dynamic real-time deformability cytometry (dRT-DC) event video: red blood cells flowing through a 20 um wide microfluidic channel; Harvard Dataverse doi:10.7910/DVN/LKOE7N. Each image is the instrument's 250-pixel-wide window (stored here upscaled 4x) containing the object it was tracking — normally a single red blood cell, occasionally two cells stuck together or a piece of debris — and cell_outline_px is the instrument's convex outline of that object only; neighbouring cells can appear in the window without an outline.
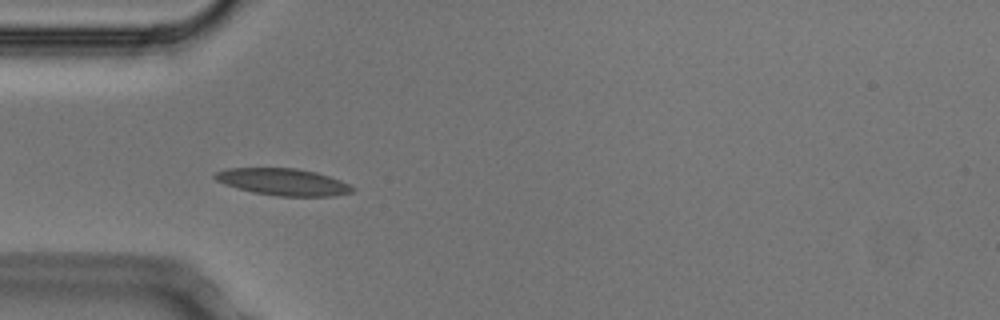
{"species": "Egyptian fruit bat (a non-hibernating species)", "species_latin": "Rousettus aegyptiacus", "temperature_condition": "cold", "stored_images_in_passage": 5, "camera_frame_rate_fps": 3000, "um_per_image_px": 0.085, "animal": {"sex": "male"}, "frame": {"image": 1, "passage_image": 4, "time_ms": 1.0, "image_size_px": [1000, 320], "cell_outline_px": [[356, 188], [352, 192], [332, 196], [276, 196], [252, 192], [224, 184], [216, 180], [212, 176], [216, 172], [228, 168], [296, 168], [316, 172], [340, 180]], "centroid_in_image_um": [24.05, 15.46], "position_along_channel_um": 60.9, "area_um2": 21.5}}
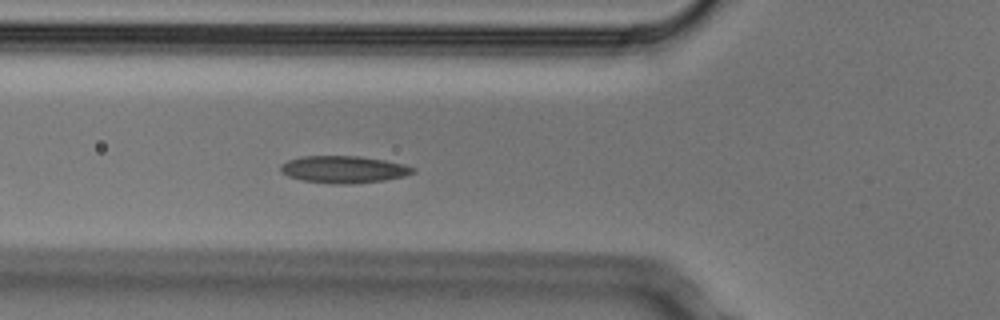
{"frame": {"image": 2, "passage_image": 5, "time_ms": 1.333, "image_size_px": [1000, 320], "cell_outline_px": [[416, 172], [404, 176], [384, 180], [352, 184], [332, 184], [300, 180], [288, 176], [280, 172], [280, 164], [288, 160], [300, 156], [360, 156], [384, 160], [404, 164], [416, 168]], "centroid_in_image_um": [29.19, 14.4], "position_along_channel_um": 96.6, "area_um2": 21.15}}